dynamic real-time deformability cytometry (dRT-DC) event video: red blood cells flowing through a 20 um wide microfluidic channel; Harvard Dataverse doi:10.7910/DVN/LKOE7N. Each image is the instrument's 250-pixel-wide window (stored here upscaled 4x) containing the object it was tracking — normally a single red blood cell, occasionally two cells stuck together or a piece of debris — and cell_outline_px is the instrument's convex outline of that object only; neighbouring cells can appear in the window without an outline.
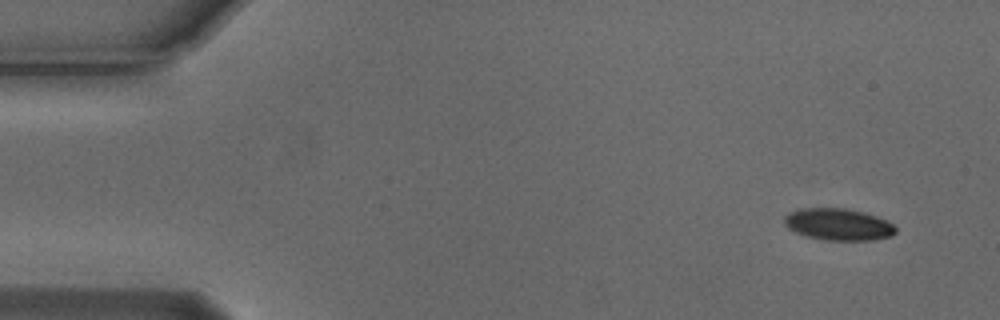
{"species": "Egyptian fruit bat (a non-hibernating species)", "species_latin": "Rousettus aegyptiacus", "temperature_condition": "cold", "stored_images_in_passage": 8, "camera_frame_rate_fps": 3000, "um_per_image_px": 0.085, "animal": {"sex": "male"}, "frame": {"image": 1, "passage_image": 1, "time_ms": 0.0, "image_size_px": [1000, 320], "cell_outline_px": [[896, 232], [892, 236], [872, 240], [828, 240], [804, 236], [788, 228], [784, 224], [784, 216], [800, 208], [844, 208], [864, 212], [888, 220], [896, 228]], "centroid_in_image_um": [71.27, 19.07], "position_along_channel_um": 13.7, "area_um2": 20.69}}
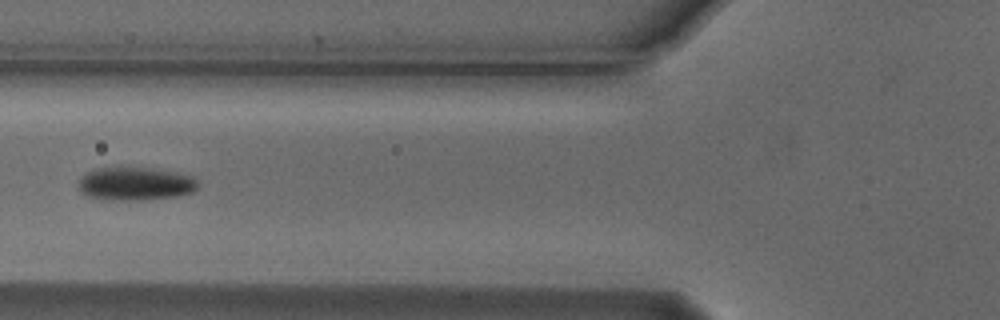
{"frame": {"image": 2, "passage_image": 5, "time_ms": 1.333, "image_size_px": [1000, 320], "cell_outline_px": [[196, 188], [192, 192], [176, 196], [140, 200], [104, 200], [88, 196], [80, 192], [76, 184], [80, 176], [84, 172], [96, 168], [116, 164], [128, 164], [176, 172], [196, 176]], "centroid_in_image_um": [11.4, 15.56], "position_along_channel_um": 114.4, "area_um2": 24.39}}
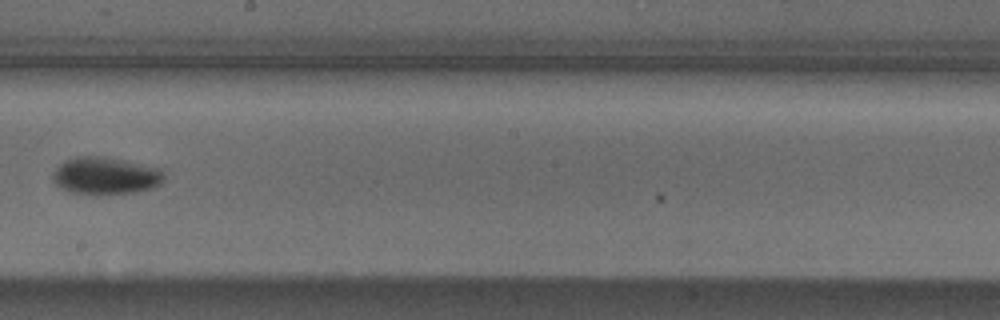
{"frame": {"image": 3, "passage_image": 8, "time_ms": 2.333, "image_size_px": [1000, 320], "cell_outline_px": [[164, 180], [160, 184], [152, 188], [140, 192], [100, 196], [92, 196], [72, 192], [60, 188], [52, 180], [52, 172], [64, 160], [76, 156], [104, 156], [160, 168], [164, 176]], "centroid_in_image_um": [8.95, 14.97], "position_along_channel_um": 239.3, "area_um2": 24.85}}